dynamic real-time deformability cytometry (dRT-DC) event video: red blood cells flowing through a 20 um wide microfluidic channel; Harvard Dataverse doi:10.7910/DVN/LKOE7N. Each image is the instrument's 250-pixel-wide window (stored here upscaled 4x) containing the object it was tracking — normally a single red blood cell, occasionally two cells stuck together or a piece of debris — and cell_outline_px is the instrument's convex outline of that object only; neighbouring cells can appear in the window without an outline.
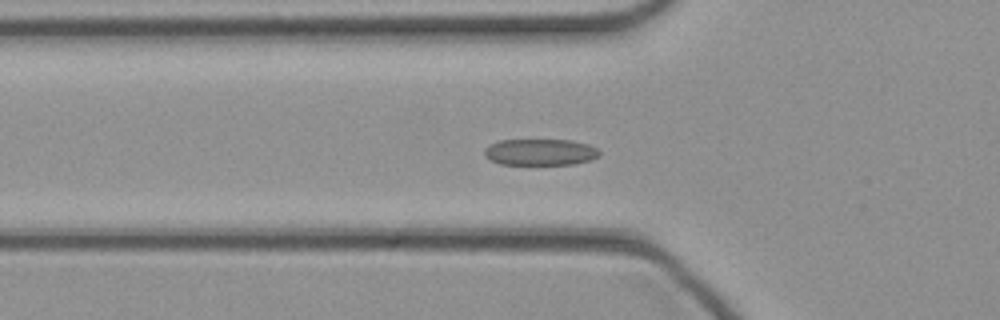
{"species": "common noctule bat (a hibernating species)", "species_latin": "Nyctalus noctula", "temperature_condition": "cold", "stored_images_in_passage": 46, "camera_frame_rate_fps": 3000, "um_per_image_px": 0.085, "animal": {"sex": "female", "body_mass_g": 21.9}, "frame": {"image": 1, "passage_image": 15, "time_ms": 4.667, "image_size_px": [1000, 320], "cell_outline_px": [[600, 156], [592, 160], [572, 164], [500, 164], [484, 156], [484, 148], [500, 140], [572, 140], [588, 144], [596, 148], [600, 152]], "centroid_in_image_um": [45.95, 12.93], "position_along_channel_um": 79.9, "area_um2": 17.69}}
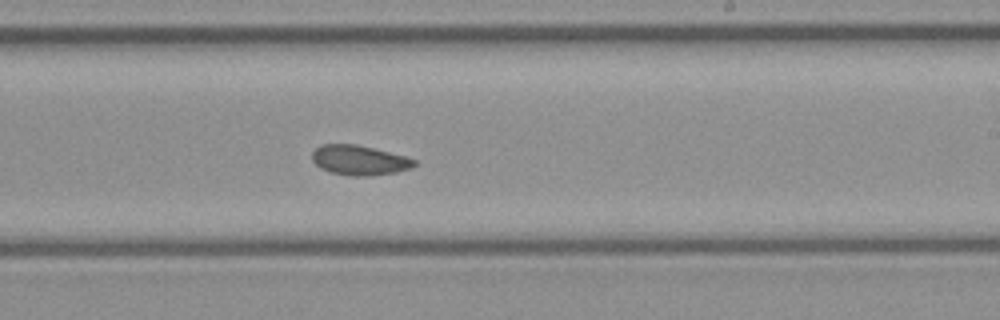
{"frame": {"image": 2, "passage_image": 27, "time_ms": 8.667, "image_size_px": [1000, 320], "cell_outline_px": [[416, 164], [412, 168], [396, 172], [368, 176], [352, 176], [332, 172], [320, 168], [312, 160], [312, 152], [320, 144], [356, 144], [404, 156], [416, 160]], "centroid_in_image_um": [30.53, 13.62], "position_along_channel_um": 258.5, "area_um2": 17.63}}
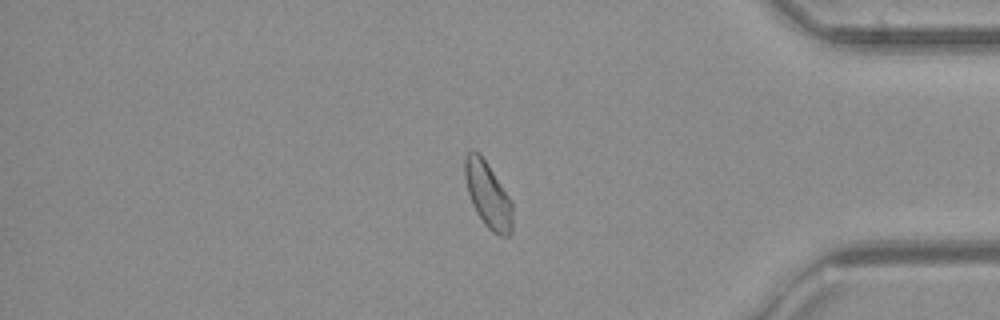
{"frame": {"image": 3, "passage_image": 38, "time_ms": 12.333, "image_size_px": [1000, 320], "cell_outline_px": [[512, 232], [508, 236], [500, 236], [492, 232], [484, 224], [476, 212], [472, 204], [468, 192], [464, 176], [464, 156], [472, 148], [480, 152], [508, 196], [512, 204]], "centroid_in_image_um": [41.44, 16.54], "position_along_channel_um": 393.8, "area_um2": 18.32}}